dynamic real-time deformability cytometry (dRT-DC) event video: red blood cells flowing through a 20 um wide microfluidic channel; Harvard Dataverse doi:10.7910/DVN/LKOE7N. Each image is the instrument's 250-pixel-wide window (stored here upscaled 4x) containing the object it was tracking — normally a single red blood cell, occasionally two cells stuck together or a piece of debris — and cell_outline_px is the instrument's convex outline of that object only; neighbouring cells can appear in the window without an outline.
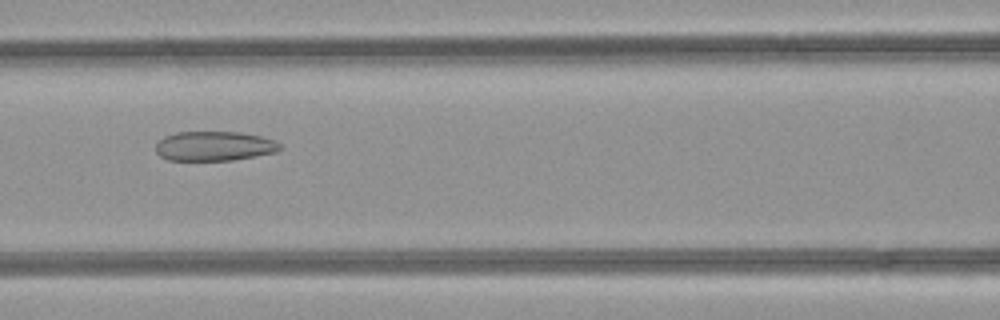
{"species": "common noctule bat (a hibernating species)", "species_latin": "Nyctalus noctula", "temperature_condition": "room temperature", "stored_images_in_passage": 44, "camera_frame_rate_fps": 3000, "um_per_image_px": 0.085, "animal": {"sex": "female", "body_mass_g": 21.9}, "frame": {"image": 1, "passage_image": 17, "time_ms": 5.333, "image_size_px": [1000, 320], "cell_outline_px": [[284, 148], [276, 152], [256, 156], [232, 160], [168, 160], [160, 156], [156, 152], [156, 144], [164, 136], [176, 132], [240, 132], [260, 136], [276, 140]], "centroid_in_image_um": [18.24, 12.41], "position_along_channel_um": 148.4, "area_um2": 21.5}}
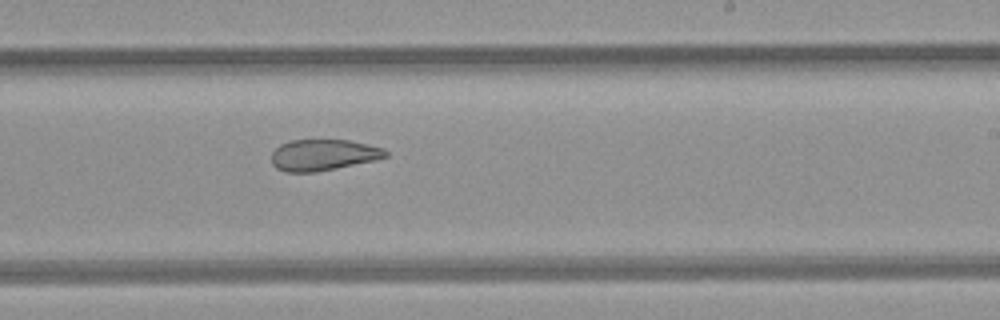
{"frame": {"image": 2, "passage_image": 25, "time_ms": 8.0, "image_size_px": [1000, 320], "cell_outline_px": [[388, 156], [376, 160], [316, 172], [288, 172], [276, 168], [272, 164], [272, 152], [280, 144], [288, 140], [348, 140], [368, 144], [384, 148], [388, 152]], "centroid_in_image_um": [27.48, 13.16], "position_along_channel_um": 261.5, "area_um2": 20.81}}
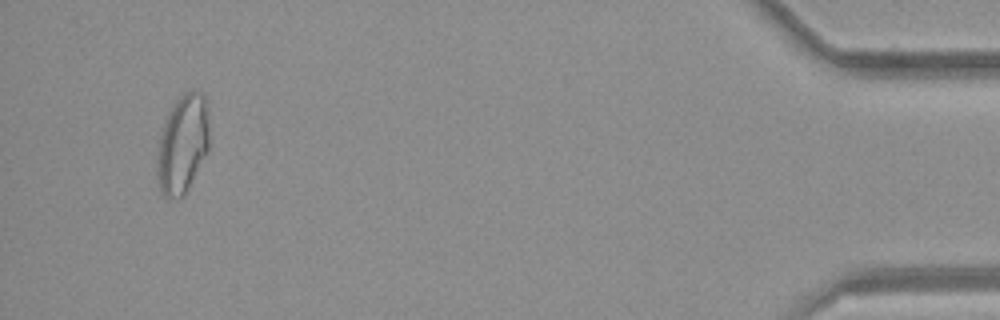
{"frame": {"image": 3, "passage_image": 42, "time_ms": 13.667, "image_size_px": [1000, 320], "cell_outline_px": [[208, 152], [184, 196], [164, 196], [160, 192], [156, 172], [156, 168], [160, 136], [164, 120], [168, 112], [176, 100], [184, 92], [200, 92], [208, 100]], "centroid_in_image_um": [15.53, 12.23], "position_along_channel_um": 419.7, "area_um2": 30.06}, "authors_computed_cell_mechanics": {"area_um2": 25.4898, "velocity_mm_per_s": 4.2474, "shape_relaxation_time_tau1_ms": null, "shape_relaxation_time_tau2_ms": 2.6465, "deformation_change_tau1": null, "deformation_change_tau2": 0.1016}}